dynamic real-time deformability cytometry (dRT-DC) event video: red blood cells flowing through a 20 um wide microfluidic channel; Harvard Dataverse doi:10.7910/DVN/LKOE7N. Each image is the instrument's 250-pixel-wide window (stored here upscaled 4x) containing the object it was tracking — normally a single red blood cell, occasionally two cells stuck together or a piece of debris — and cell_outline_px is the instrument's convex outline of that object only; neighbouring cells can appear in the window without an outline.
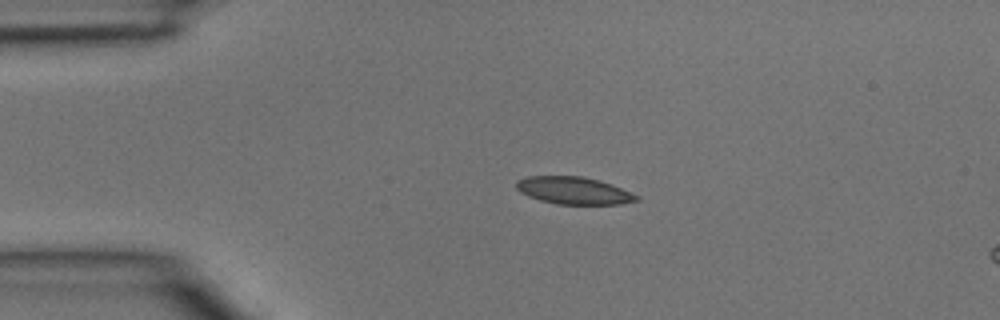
{"species": "common noctule bat (a hibernating species)", "species_latin": "Nyctalus noctula", "temperature_condition": "room temperature", "stored_images_in_passage": 3, "camera_frame_rate_fps": 3000, "um_per_image_px": 0.085, "animal": {"sex": "male", "body_mass_g": 15.6}, "frame": {"image": 1, "passage_image": 2, "time_ms": 0.333, "image_size_px": [1000, 320], "cell_outline_px": [[640, 200], [620, 204], [556, 204], [540, 200], [528, 196], [520, 192], [516, 188], [516, 180], [528, 176], [580, 176], [600, 180], [612, 184], [640, 196]], "centroid_in_image_um": [48.77, 16.19], "position_along_channel_um": 36.2, "area_um2": 19.25}}